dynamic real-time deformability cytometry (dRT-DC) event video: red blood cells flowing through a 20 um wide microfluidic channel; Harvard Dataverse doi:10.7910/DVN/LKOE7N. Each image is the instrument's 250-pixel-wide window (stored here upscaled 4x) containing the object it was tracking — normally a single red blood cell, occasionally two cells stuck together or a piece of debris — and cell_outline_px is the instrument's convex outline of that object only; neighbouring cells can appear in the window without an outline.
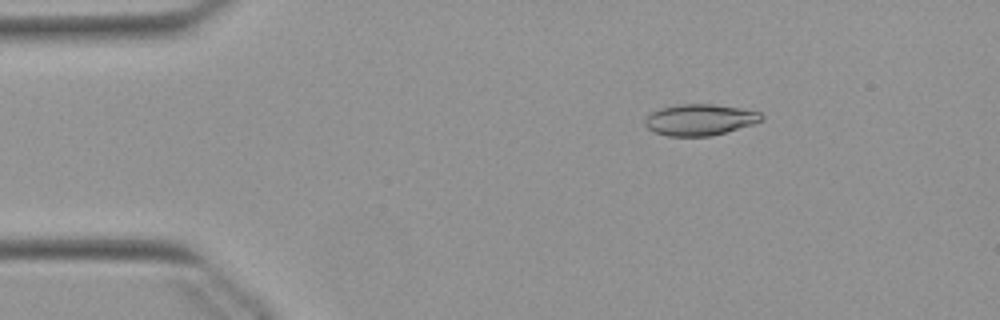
{"species": "Egyptian fruit bat (a non-hibernating species)", "species_latin": "Rousettus aegyptiacus", "temperature_condition": "warm", "stored_images_in_passage": 14, "camera_frame_rate_fps": 3000, "um_per_image_px": 0.085, "animal": {"sex": "female"}, "frame": {"image": 1, "passage_image": 8, "time_ms": 2.333, "image_size_px": [1000, 320], "cell_outline_px": [[764, 120], [752, 124], [712, 136], [668, 136], [656, 132], [648, 128], [644, 124], [644, 120], [652, 112], [660, 108], [676, 104], [712, 104], [740, 108], [760, 112], [764, 116]], "centroid_in_image_um": [59.49, 10.17], "position_along_channel_um": 25.5, "area_um2": 21.15}}